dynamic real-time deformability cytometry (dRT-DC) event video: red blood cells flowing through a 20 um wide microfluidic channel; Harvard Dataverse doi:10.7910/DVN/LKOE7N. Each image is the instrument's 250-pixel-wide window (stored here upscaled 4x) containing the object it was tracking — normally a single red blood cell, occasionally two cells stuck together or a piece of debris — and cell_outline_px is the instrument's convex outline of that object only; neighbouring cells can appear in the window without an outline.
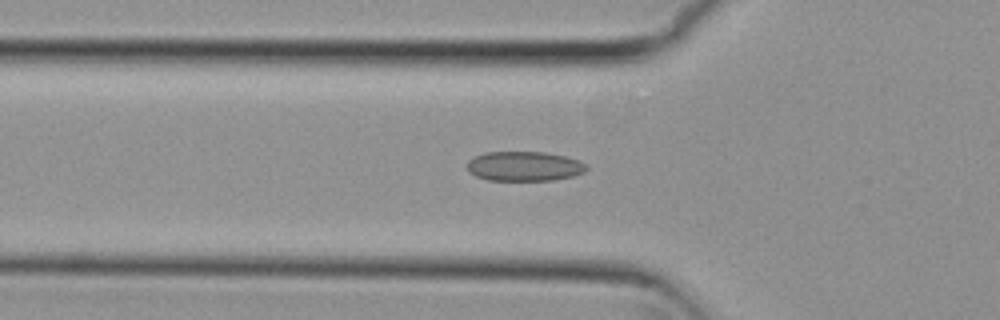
{"species": "common noctule bat (a hibernating species)", "species_latin": "Nyctalus noctula", "temperature_condition": "cold", "stored_images_in_passage": 53, "camera_frame_rate_fps": 3000, "um_per_image_px": 0.085, "animal": {"sex": "female", "body_mass_g": 29.2, "forearm_length_mm": 56.3}, "frame": {"image": 1, "passage_image": 17, "time_ms": 5.333, "image_size_px": [1000, 320], "cell_outline_px": [[588, 168], [584, 172], [572, 176], [552, 180], [488, 180], [476, 176], [468, 172], [468, 160], [484, 152], [544, 152], [564, 156], [576, 160], [584, 164]], "centroid_in_image_um": [44.53, 14.13], "position_along_channel_um": 81.3, "area_um2": 20.4}}
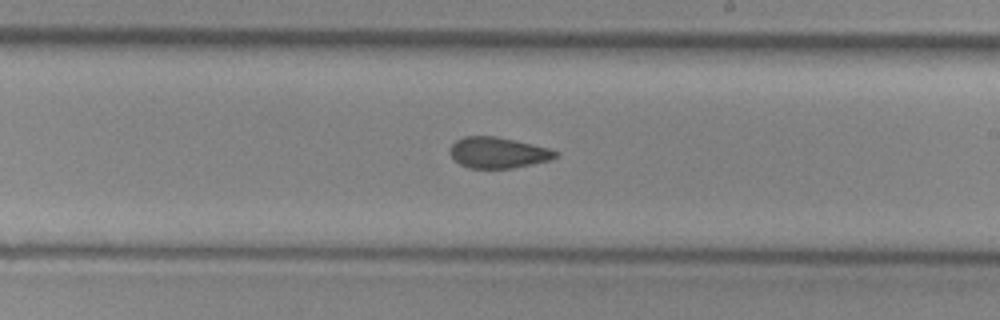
{"frame": {"image": 2, "passage_image": 30, "time_ms": 9.667, "image_size_px": [1000, 320], "cell_outline_px": [[560, 152], [552, 160], [512, 168], [468, 168], [452, 160], [448, 152], [448, 148], [456, 140], [464, 136], [496, 136], [532, 144], [548, 148]], "centroid_in_image_um": [42.28, 12.98], "position_along_channel_um": 246.7, "area_um2": 19.25}}
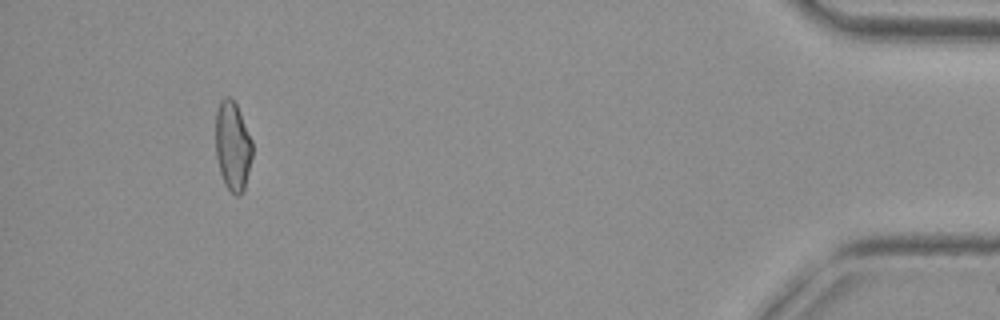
{"frame": {"image": 3, "passage_image": 49, "time_ms": 16.0, "image_size_px": [1000, 320], "cell_outline_px": [[252, 156], [244, 192], [240, 196], [236, 196], [224, 184], [220, 172], [216, 156], [216, 112], [220, 100], [224, 96], [232, 96], [236, 104], [252, 140]], "centroid_in_image_um": [19.78, 12.41], "position_along_channel_um": 415.4, "area_um2": 19.25}, "authors_computed_cell_mechanics": {"area_um2": 19.8832, "velocity_mm_per_s": 3.808, "shape_relaxation_time_tau1_ms": null, "shape_relaxation_time_tau2_ms": 3.7624, "deformation_change_tau1": null, "deformation_change_tau2": 0.0885}}